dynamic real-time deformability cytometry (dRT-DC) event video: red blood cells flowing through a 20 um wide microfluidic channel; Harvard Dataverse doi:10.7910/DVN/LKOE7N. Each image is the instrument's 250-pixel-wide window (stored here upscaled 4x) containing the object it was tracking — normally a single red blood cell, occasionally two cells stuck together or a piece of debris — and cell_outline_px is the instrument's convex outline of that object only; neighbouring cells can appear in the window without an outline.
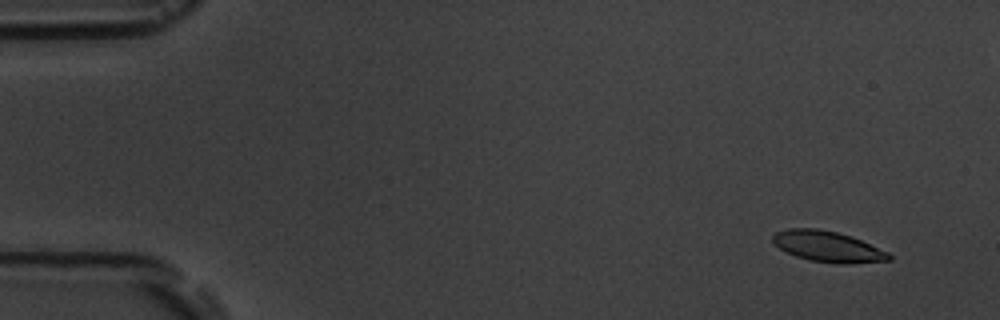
{"species": "common noctule bat (a hibernating species)", "species_latin": "Nyctalus noctula", "temperature_condition": "room temperature", "stored_images_in_passage": 9, "camera_frame_rate_fps": 3000, "um_per_image_px": 0.085, "animal": {"sex": "male", "body_mass_g": 19.5, "forearm_length_mm": 54.6}, "frame": {"image": 1, "passage_image": 1, "time_ms": 0.0, "image_size_px": [1000, 320], "cell_outline_px": [[892, 260], [848, 264], [840, 264], [808, 260], [796, 256], [780, 248], [772, 240], [772, 236], [776, 232], [788, 228], [816, 228], [836, 232], [852, 236], [888, 252], [892, 256]], "centroid_in_image_um": [70.38, 20.96], "position_along_channel_um": 14.6, "area_um2": 20.81}}
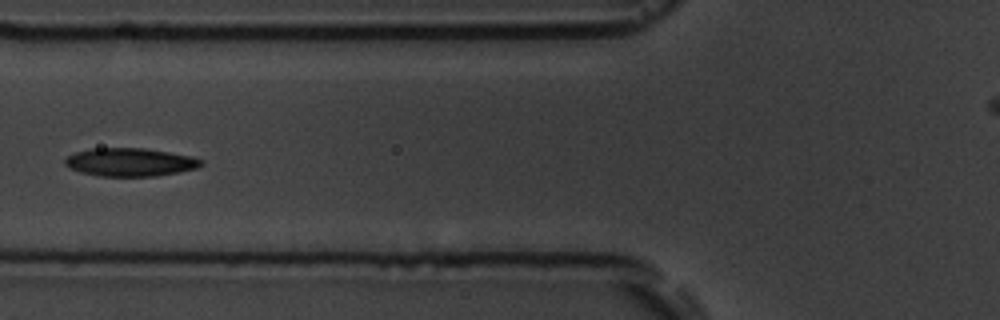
{"frame": {"image": 2, "passage_image": 6, "time_ms": 6.0, "image_size_px": [1000, 320], "cell_outline_px": [[204, 164], [196, 168], [156, 176], [100, 176], [80, 172], [68, 168], [64, 164], [64, 160], [68, 156], [76, 152], [88, 148], [144, 148], [192, 156], [204, 160]], "centroid_in_image_um": [11.04, 13.78], "position_along_channel_um": 114.8, "area_um2": 22.43}}
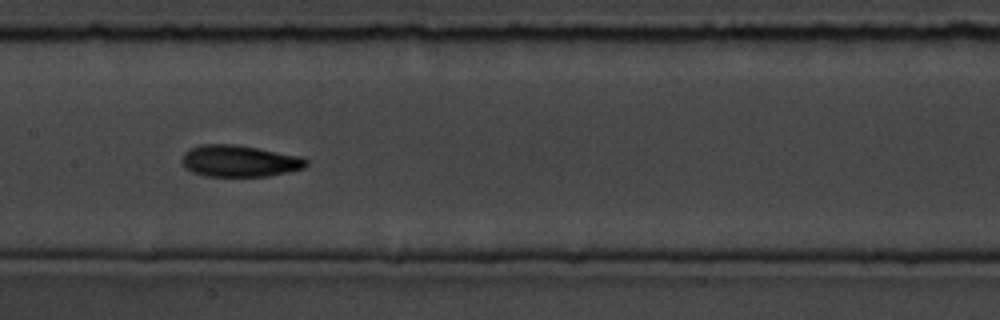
{"frame": {"image": 3, "passage_image": 8, "time_ms": 8.0, "image_size_px": [1000, 320], "cell_outline_px": [[308, 164], [304, 168], [288, 172], [268, 176], [204, 176], [192, 172], [184, 168], [180, 160], [184, 152], [188, 148], [200, 144], [236, 144], [300, 156], [308, 160]], "centroid_in_image_um": [20.3, 13.68], "position_along_channel_um": 187.1, "area_um2": 23.18}}